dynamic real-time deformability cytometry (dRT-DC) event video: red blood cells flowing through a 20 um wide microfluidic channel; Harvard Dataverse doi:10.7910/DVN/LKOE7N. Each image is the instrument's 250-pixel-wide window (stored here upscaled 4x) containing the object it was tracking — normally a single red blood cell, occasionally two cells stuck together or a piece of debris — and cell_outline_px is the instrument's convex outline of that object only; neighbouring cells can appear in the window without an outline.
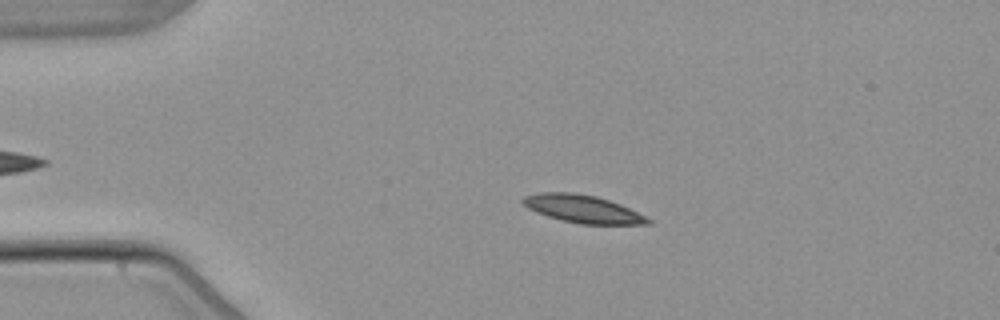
{"species": "common noctule bat (a hibernating species)", "species_latin": "Nyctalus noctula", "temperature_condition": "warm", "stored_images_in_passage": 4, "camera_frame_rate_fps": 3000, "um_per_image_px": 0.085, "animal": {"sex": "male", "body_mass_g": 21.5, "forearm_length_mm": 52.0}, "frame": {"image": 1, "passage_image": 3, "time_ms": 2.667, "image_size_px": [1000, 320], "cell_outline_px": [[652, 224], [580, 224], [560, 220], [536, 212], [528, 208], [520, 200], [524, 196], [536, 192], [572, 192], [596, 196], [620, 204], [652, 220]], "centroid_in_image_um": [49.49, 17.75], "position_along_channel_um": 35.5, "area_um2": 20.17}}